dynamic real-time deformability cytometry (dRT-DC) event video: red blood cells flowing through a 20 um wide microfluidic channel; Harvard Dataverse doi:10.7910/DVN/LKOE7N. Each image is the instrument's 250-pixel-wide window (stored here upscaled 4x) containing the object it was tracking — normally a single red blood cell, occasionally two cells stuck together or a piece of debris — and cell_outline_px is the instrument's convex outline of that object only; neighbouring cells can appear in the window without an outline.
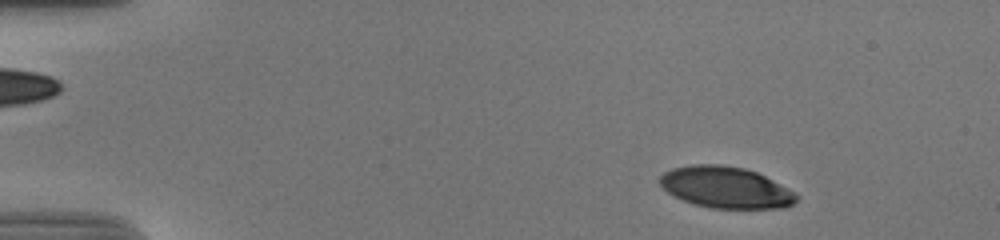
{"species": "human", "species_latin": "Homo sapiens", "temperature_condition": "cold", "stored_images_in_passage": 53, "camera_frame_rate_fps": 3000, "um_per_image_px": 0.085, "donor": {"sex": "male"}, "frame": {"image": 1, "passage_image": 5, "time_ms": 1.333, "image_size_px": [1000, 240], "cell_outline_px": [[800, 196], [792, 204], [784, 208], [712, 208], [692, 204], [668, 192], [656, 180], [664, 172], [672, 168], [692, 164], [720, 164], [744, 168], [756, 172], [796, 192]], "centroid_in_image_um": [61.68, 15.92], "position_along_channel_um": 23.3, "area_um2": 33.0}}
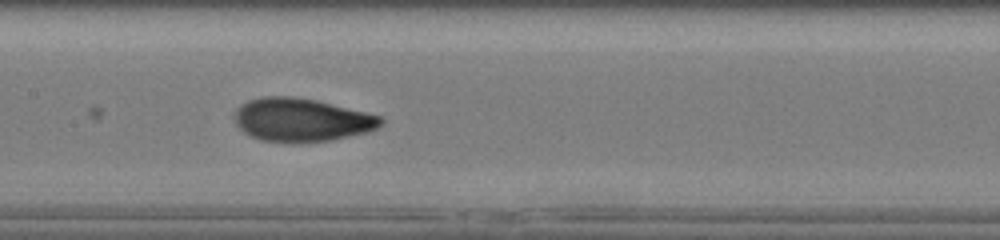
{"frame": {"image": 2, "passage_image": 26, "time_ms": 8.333, "image_size_px": [1000, 240], "cell_outline_px": [[384, 124], [368, 132], [328, 140], [260, 140], [248, 136], [236, 124], [236, 108], [240, 104], [248, 100], [264, 96], [292, 96], [316, 100], [380, 116], [384, 120]], "centroid_in_image_um": [25.61, 10.15], "position_along_channel_um": 181.8, "area_um2": 36.07}}
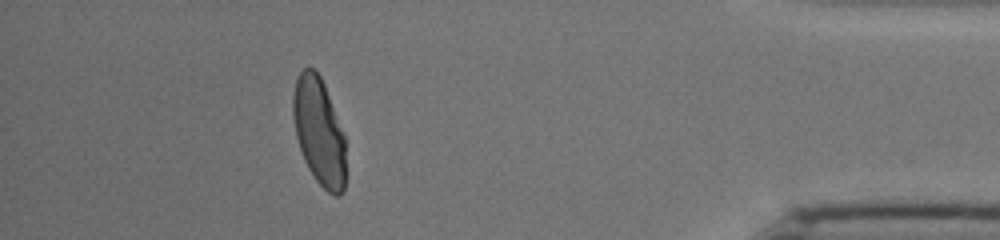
{"frame": {"image": 3, "passage_image": 48, "time_ms": 15.667, "image_size_px": [1000, 240], "cell_outline_px": [[344, 192], [340, 196], [332, 196], [316, 180], [308, 168], [304, 160], [296, 136], [292, 112], [292, 96], [296, 80], [300, 72], [304, 68], [312, 68], [320, 76], [324, 84], [344, 136]], "centroid_in_image_um": [27.09, 11.2], "position_along_channel_um": 408.1, "area_um2": 32.54}, "authors_computed_cell_mechanics": {"area_um2": 34.8534, "velocity_mm_per_s": 3.7061, "shape_relaxation_time_tau1_ms": 6.0461, "shape_relaxation_time_tau2_ms": 0.9715, "deformation_change_tau1": 0.2482, "deformation_change_tau2": 0.048}}